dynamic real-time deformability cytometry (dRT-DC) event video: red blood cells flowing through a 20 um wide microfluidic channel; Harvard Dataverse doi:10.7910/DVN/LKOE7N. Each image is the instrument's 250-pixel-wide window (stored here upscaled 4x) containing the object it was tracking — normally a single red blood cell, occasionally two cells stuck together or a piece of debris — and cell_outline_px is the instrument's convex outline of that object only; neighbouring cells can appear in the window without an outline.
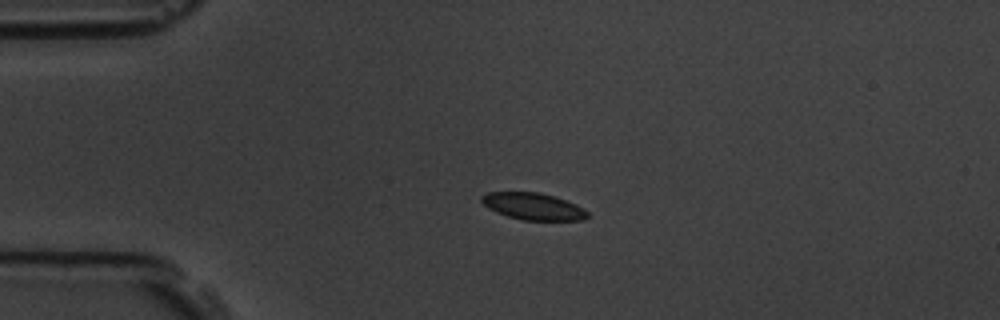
{"species": "common noctule bat (a hibernating species)", "species_latin": "Nyctalus noctula", "temperature_condition": "room temperature", "stored_images_in_passage": 4, "camera_frame_rate_fps": 3000, "um_per_image_px": 0.085, "animal": {"sex": "male", "body_mass_g": 19.5, "forearm_length_mm": 54.6}, "frame": {"image": 1, "passage_image": 3, "time_ms": 2.333, "image_size_px": [1000, 320], "cell_outline_px": [[588, 216], [584, 220], [524, 220], [508, 216], [496, 212], [488, 208], [480, 200], [480, 196], [488, 192], [540, 192], [576, 204], [584, 208], [588, 212]], "centroid_in_image_um": [45.31, 17.54], "position_along_channel_um": 39.7, "area_um2": 16.53}}